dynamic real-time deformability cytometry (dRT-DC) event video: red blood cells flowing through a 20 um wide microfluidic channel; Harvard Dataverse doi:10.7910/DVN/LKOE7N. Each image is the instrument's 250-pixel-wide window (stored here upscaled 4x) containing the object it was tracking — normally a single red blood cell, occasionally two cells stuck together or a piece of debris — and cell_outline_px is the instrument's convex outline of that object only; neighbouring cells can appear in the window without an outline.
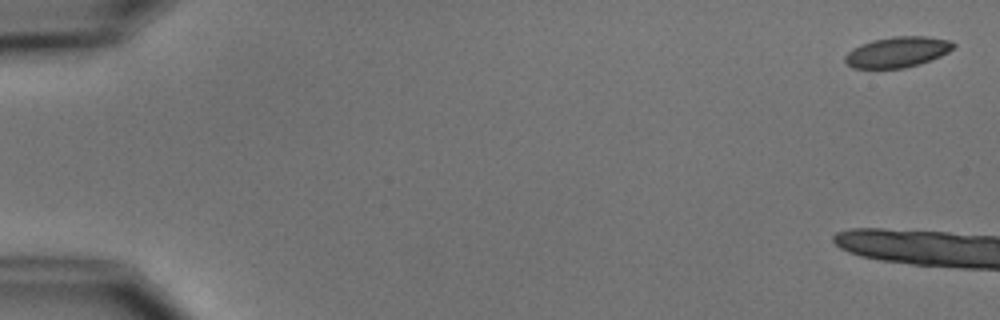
{"species": "common noctule bat (a hibernating species)", "species_latin": "Nyctalus noctula", "temperature_condition": "cold", "stored_images_in_passage": 7, "camera_frame_rate_fps": 3000, "um_per_image_px": 0.085, "animal": {"sex": "male", "body_mass_g": 15.6}, "frame": {"image": 1, "passage_image": 1, "time_ms": 0.0, "image_size_px": [1000, 320], "cell_outline_px": [[956, 44], [948, 52], [940, 56], [920, 64], [904, 68], [852, 68], [844, 60], [844, 56], [852, 48], [860, 44], [872, 40], [892, 36], [924, 36], [952, 40]], "centroid_in_image_um": [76.27, 4.41], "position_along_channel_um": 8.7, "area_um2": 19.42}}
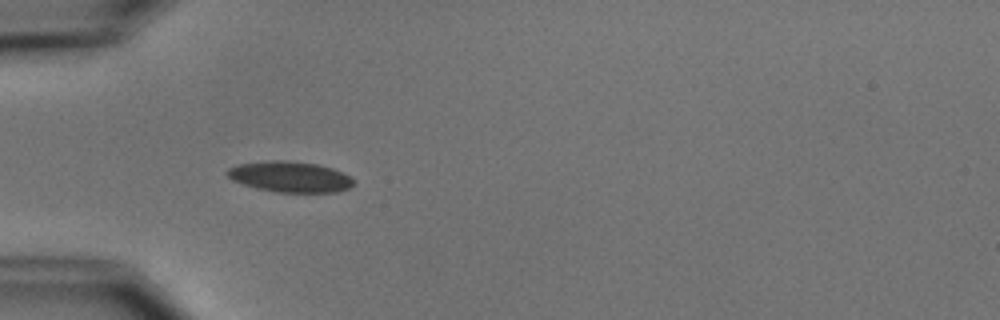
{"frame": {"image": 2, "passage_image": 7, "time_ms": 7.0, "image_size_px": [1000, 320], "cell_outline_px": [[352, 184], [348, 188], [336, 192], [276, 192], [256, 188], [232, 180], [224, 172], [228, 168], [236, 164], [272, 160], [284, 160], [316, 164], [332, 168], [348, 176], [352, 180]], "centroid_in_image_um": [24.58, 15.02], "position_along_channel_um": 60.4, "area_um2": 22.43}}